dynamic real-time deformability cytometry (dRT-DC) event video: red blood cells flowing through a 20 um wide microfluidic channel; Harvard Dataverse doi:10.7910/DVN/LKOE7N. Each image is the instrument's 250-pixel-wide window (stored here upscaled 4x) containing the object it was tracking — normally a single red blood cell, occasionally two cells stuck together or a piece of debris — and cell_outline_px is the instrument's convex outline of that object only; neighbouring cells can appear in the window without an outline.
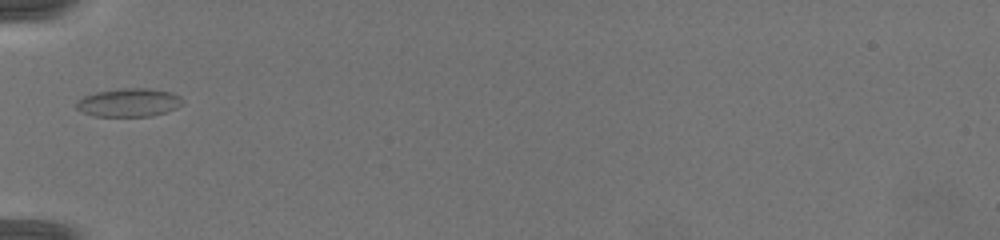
{"species": "common noctule bat (a hibernating species)", "species_latin": "Nyctalus noctula", "temperature_condition": "warm", "stored_images_in_passage": 4, "camera_frame_rate_fps": 3000, "um_per_image_px": 0.085, "animal": {"sex": "female", "body_mass_g": 19.5, "forearm_length_mm": 54.1}, "frame": {"image": 1, "passage_image": 1, "time_ms": 0.0, "image_size_px": [1000, 240], "cell_outline_px": [[184, 104], [176, 108], [152, 116], [92, 116], [80, 112], [76, 108], [76, 104], [84, 96], [96, 92], [124, 88], [152, 88], [172, 92], [180, 96], [184, 100]], "centroid_in_image_um": [10.98, 8.71], "position_along_channel_um": 74.0, "area_um2": 17.69}}